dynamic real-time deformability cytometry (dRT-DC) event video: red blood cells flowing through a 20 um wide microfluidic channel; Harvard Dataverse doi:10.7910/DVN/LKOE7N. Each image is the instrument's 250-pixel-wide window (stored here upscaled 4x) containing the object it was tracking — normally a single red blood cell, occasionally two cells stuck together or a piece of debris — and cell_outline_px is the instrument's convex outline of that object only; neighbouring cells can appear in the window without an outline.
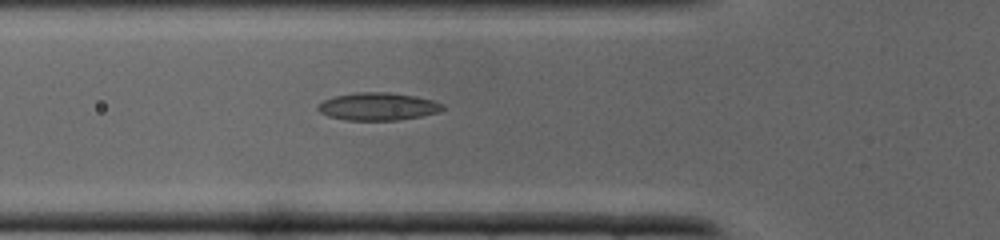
{"species": "common noctule bat (a hibernating species)", "species_latin": "Nyctalus noctula", "temperature_condition": "cold", "stored_images_in_passage": 22, "camera_frame_rate_fps": 3000, "um_per_image_px": 0.085, "animal": {"sex": "male", "body_mass_g": 19.0, "forearm_length_mm": 50.8}, "frame": {"image": 1, "passage_image": 2, "time_ms": 0.333, "image_size_px": [1000, 240], "cell_outline_px": [[444, 108], [440, 112], [420, 116], [396, 120], [348, 120], [328, 116], [320, 112], [316, 108], [324, 100], [336, 96], [356, 92], [388, 92], [412, 96], [432, 100], [444, 104]], "centroid_in_image_um": [32.13, 9.05], "position_along_channel_um": 93.7, "area_um2": 19.88}}
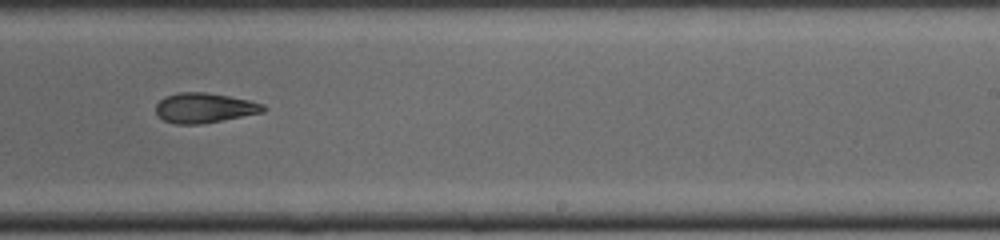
{"frame": {"image": 2, "passage_image": 12, "time_ms": 3.667, "image_size_px": [1000, 240], "cell_outline_px": [[264, 112], [200, 124], [176, 124], [164, 120], [156, 112], [156, 104], [164, 96], [180, 92], [204, 92], [228, 96], [248, 100], [264, 104]], "centroid_in_image_um": [17.35, 9.16], "position_along_channel_um": 271.7, "area_um2": 18.5}}
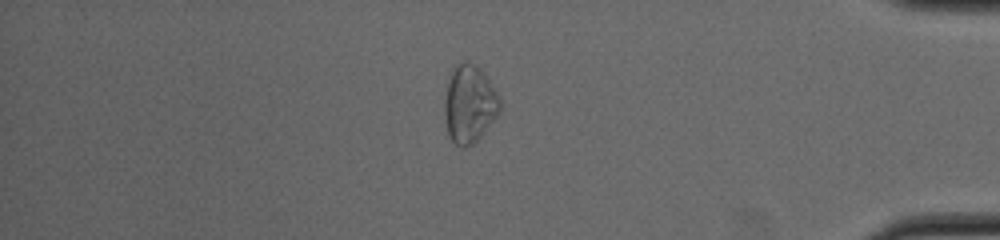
{"frame": {"image": 3, "passage_image": 21, "time_ms": 6.667, "image_size_px": [1000, 240], "cell_outline_px": [[500, 112], [480, 136], [472, 144], [456, 144], [452, 140], [448, 132], [444, 112], [444, 104], [448, 84], [452, 72], [456, 64], [464, 60], [468, 60], [476, 64], [484, 72], [496, 92], [500, 100]], "centroid_in_image_um": [39.91, 8.78], "position_along_channel_um": 395.3, "area_um2": 24.57}}